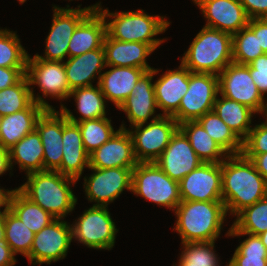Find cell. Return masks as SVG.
Segmentation results:
<instances>
[{"label":"cell","instance_id":"1","mask_svg":"<svg viewBox=\"0 0 267 266\" xmlns=\"http://www.w3.org/2000/svg\"><path fill=\"white\" fill-rule=\"evenodd\" d=\"M221 171L222 201L226 212L237 215L267 196V181L242 153L228 155L221 162Z\"/></svg>","mask_w":267,"mask_h":266},{"label":"cell","instance_id":"2","mask_svg":"<svg viewBox=\"0 0 267 266\" xmlns=\"http://www.w3.org/2000/svg\"><path fill=\"white\" fill-rule=\"evenodd\" d=\"M76 181L58 171L45 170L27 174V182L17 189L55 219H63L76 205L77 198L69 187Z\"/></svg>","mask_w":267,"mask_h":266},{"label":"cell","instance_id":"3","mask_svg":"<svg viewBox=\"0 0 267 266\" xmlns=\"http://www.w3.org/2000/svg\"><path fill=\"white\" fill-rule=\"evenodd\" d=\"M174 211L181 243L215 241L227 214L223 201H181Z\"/></svg>","mask_w":267,"mask_h":266},{"label":"cell","instance_id":"4","mask_svg":"<svg viewBox=\"0 0 267 266\" xmlns=\"http://www.w3.org/2000/svg\"><path fill=\"white\" fill-rule=\"evenodd\" d=\"M232 62V35L205 26L193 39L181 60L191 72L215 75H219Z\"/></svg>","mask_w":267,"mask_h":266},{"label":"cell","instance_id":"5","mask_svg":"<svg viewBox=\"0 0 267 266\" xmlns=\"http://www.w3.org/2000/svg\"><path fill=\"white\" fill-rule=\"evenodd\" d=\"M95 4V8L105 18L106 34L113 39L124 42H141L149 44L154 50L163 43V39H155L154 36L165 32L170 22L163 16H151L144 10L110 13L108 9H102ZM106 17H112L111 22H106Z\"/></svg>","mask_w":267,"mask_h":266},{"label":"cell","instance_id":"6","mask_svg":"<svg viewBox=\"0 0 267 266\" xmlns=\"http://www.w3.org/2000/svg\"><path fill=\"white\" fill-rule=\"evenodd\" d=\"M132 192L173 211L182 201L179 182L166 175L155 162L137 163L133 168Z\"/></svg>","mask_w":267,"mask_h":266},{"label":"cell","instance_id":"7","mask_svg":"<svg viewBox=\"0 0 267 266\" xmlns=\"http://www.w3.org/2000/svg\"><path fill=\"white\" fill-rule=\"evenodd\" d=\"M144 124L128 129L133 141V151L138 163L155 162L179 129L178 122L171 116L158 114L145 127Z\"/></svg>","mask_w":267,"mask_h":266},{"label":"cell","instance_id":"8","mask_svg":"<svg viewBox=\"0 0 267 266\" xmlns=\"http://www.w3.org/2000/svg\"><path fill=\"white\" fill-rule=\"evenodd\" d=\"M218 94V75L190 71L189 88L172 117L178 124L197 121L205 113L213 111Z\"/></svg>","mask_w":267,"mask_h":266},{"label":"cell","instance_id":"9","mask_svg":"<svg viewBox=\"0 0 267 266\" xmlns=\"http://www.w3.org/2000/svg\"><path fill=\"white\" fill-rule=\"evenodd\" d=\"M220 96L244 104L256 113L267 115V104L250 76L249 64L230 63L218 75Z\"/></svg>","mask_w":267,"mask_h":266},{"label":"cell","instance_id":"10","mask_svg":"<svg viewBox=\"0 0 267 266\" xmlns=\"http://www.w3.org/2000/svg\"><path fill=\"white\" fill-rule=\"evenodd\" d=\"M72 227V239L89 248L110 250L115 243L117 228L106 206L85 210Z\"/></svg>","mask_w":267,"mask_h":266},{"label":"cell","instance_id":"11","mask_svg":"<svg viewBox=\"0 0 267 266\" xmlns=\"http://www.w3.org/2000/svg\"><path fill=\"white\" fill-rule=\"evenodd\" d=\"M95 8V5L80 9L60 8L54 6L53 21L51 30L46 38L45 56L35 54L38 59L45 61L62 62L68 55V46L71 36L77 25Z\"/></svg>","mask_w":267,"mask_h":266},{"label":"cell","instance_id":"12","mask_svg":"<svg viewBox=\"0 0 267 266\" xmlns=\"http://www.w3.org/2000/svg\"><path fill=\"white\" fill-rule=\"evenodd\" d=\"M61 219H55L34 235L30 264H50L64 259L72 241V227Z\"/></svg>","mask_w":267,"mask_h":266},{"label":"cell","instance_id":"13","mask_svg":"<svg viewBox=\"0 0 267 266\" xmlns=\"http://www.w3.org/2000/svg\"><path fill=\"white\" fill-rule=\"evenodd\" d=\"M88 168L95 173L84 177V188L88 200L97 202L94 206L107 207L124 189L132 191L133 168Z\"/></svg>","mask_w":267,"mask_h":266},{"label":"cell","instance_id":"14","mask_svg":"<svg viewBox=\"0 0 267 266\" xmlns=\"http://www.w3.org/2000/svg\"><path fill=\"white\" fill-rule=\"evenodd\" d=\"M221 163H202L179 182L182 201H222Z\"/></svg>","mask_w":267,"mask_h":266},{"label":"cell","instance_id":"15","mask_svg":"<svg viewBox=\"0 0 267 266\" xmlns=\"http://www.w3.org/2000/svg\"><path fill=\"white\" fill-rule=\"evenodd\" d=\"M155 163L171 179L180 182L203 162L185 134L178 129Z\"/></svg>","mask_w":267,"mask_h":266},{"label":"cell","instance_id":"16","mask_svg":"<svg viewBox=\"0 0 267 266\" xmlns=\"http://www.w3.org/2000/svg\"><path fill=\"white\" fill-rule=\"evenodd\" d=\"M26 76L29 85H38L45 97L49 95L59 100L69 98L71 90L64 62L45 61L28 56Z\"/></svg>","mask_w":267,"mask_h":266},{"label":"cell","instance_id":"17","mask_svg":"<svg viewBox=\"0 0 267 266\" xmlns=\"http://www.w3.org/2000/svg\"><path fill=\"white\" fill-rule=\"evenodd\" d=\"M137 163L133 141L124 124L107 142L89 154L91 168H134Z\"/></svg>","mask_w":267,"mask_h":266},{"label":"cell","instance_id":"18","mask_svg":"<svg viewBox=\"0 0 267 266\" xmlns=\"http://www.w3.org/2000/svg\"><path fill=\"white\" fill-rule=\"evenodd\" d=\"M202 10L205 27L231 35L248 26L249 17L240 0H192Z\"/></svg>","mask_w":267,"mask_h":266},{"label":"cell","instance_id":"19","mask_svg":"<svg viewBox=\"0 0 267 266\" xmlns=\"http://www.w3.org/2000/svg\"><path fill=\"white\" fill-rule=\"evenodd\" d=\"M36 130L44 149V171H56L61 166L63 156V112L46 109L38 118Z\"/></svg>","mask_w":267,"mask_h":266},{"label":"cell","instance_id":"20","mask_svg":"<svg viewBox=\"0 0 267 266\" xmlns=\"http://www.w3.org/2000/svg\"><path fill=\"white\" fill-rule=\"evenodd\" d=\"M157 69L146 71L136 83L129 97L118 108L127 114L132 127L148 123L150 116L154 115L158 108L154 93L153 76Z\"/></svg>","mask_w":267,"mask_h":266},{"label":"cell","instance_id":"21","mask_svg":"<svg viewBox=\"0 0 267 266\" xmlns=\"http://www.w3.org/2000/svg\"><path fill=\"white\" fill-rule=\"evenodd\" d=\"M190 70L182 63L177 70L166 71L154 82L157 107L162 116H173L179 109L181 99L189 88Z\"/></svg>","mask_w":267,"mask_h":266},{"label":"cell","instance_id":"22","mask_svg":"<svg viewBox=\"0 0 267 266\" xmlns=\"http://www.w3.org/2000/svg\"><path fill=\"white\" fill-rule=\"evenodd\" d=\"M63 156L59 173L79 180L84 167H89V153L85 150L77 123L70 122L63 114Z\"/></svg>","mask_w":267,"mask_h":266},{"label":"cell","instance_id":"23","mask_svg":"<svg viewBox=\"0 0 267 266\" xmlns=\"http://www.w3.org/2000/svg\"><path fill=\"white\" fill-rule=\"evenodd\" d=\"M103 48L106 66L135 67L146 71L154 69L146 62V57L154 51L149 44L119 41L106 34Z\"/></svg>","mask_w":267,"mask_h":266},{"label":"cell","instance_id":"24","mask_svg":"<svg viewBox=\"0 0 267 266\" xmlns=\"http://www.w3.org/2000/svg\"><path fill=\"white\" fill-rule=\"evenodd\" d=\"M66 76L70 90L93 86L92 81L98 75L99 84L101 71L106 67L103 45L93 51L79 56L69 57L64 62Z\"/></svg>","mask_w":267,"mask_h":266},{"label":"cell","instance_id":"25","mask_svg":"<svg viewBox=\"0 0 267 266\" xmlns=\"http://www.w3.org/2000/svg\"><path fill=\"white\" fill-rule=\"evenodd\" d=\"M105 35V18L94 8L74 30L68 46L69 57L79 56L100 48Z\"/></svg>","mask_w":267,"mask_h":266},{"label":"cell","instance_id":"26","mask_svg":"<svg viewBox=\"0 0 267 266\" xmlns=\"http://www.w3.org/2000/svg\"><path fill=\"white\" fill-rule=\"evenodd\" d=\"M46 109L34 101L27 109L2 116L0 122V145L9 150L24 136L33 132L36 129L38 118Z\"/></svg>","mask_w":267,"mask_h":266},{"label":"cell","instance_id":"27","mask_svg":"<svg viewBox=\"0 0 267 266\" xmlns=\"http://www.w3.org/2000/svg\"><path fill=\"white\" fill-rule=\"evenodd\" d=\"M106 67L112 69L101 74L99 85L106 100L112 101L119 108L146 70L135 67Z\"/></svg>","mask_w":267,"mask_h":266},{"label":"cell","instance_id":"28","mask_svg":"<svg viewBox=\"0 0 267 266\" xmlns=\"http://www.w3.org/2000/svg\"><path fill=\"white\" fill-rule=\"evenodd\" d=\"M75 97L77 109L82 116L79 119L68 110L66 107L61 105L60 109L70 122L78 123L84 120L98 119L106 117L105 111V96L101 91L100 85L97 87L88 86L74 89L70 92L69 97Z\"/></svg>","mask_w":267,"mask_h":266},{"label":"cell","instance_id":"29","mask_svg":"<svg viewBox=\"0 0 267 266\" xmlns=\"http://www.w3.org/2000/svg\"><path fill=\"white\" fill-rule=\"evenodd\" d=\"M43 156L41 137L36 129L9 149L11 168H13V162H16L20 169L26 170L27 174L44 171Z\"/></svg>","mask_w":267,"mask_h":266},{"label":"cell","instance_id":"30","mask_svg":"<svg viewBox=\"0 0 267 266\" xmlns=\"http://www.w3.org/2000/svg\"><path fill=\"white\" fill-rule=\"evenodd\" d=\"M179 129L188 138L190 145L203 163H221L228 156L198 121L181 123Z\"/></svg>","mask_w":267,"mask_h":266},{"label":"cell","instance_id":"31","mask_svg":"<svg viewBox=\"0 0 267 266\" xmlns=\"http://www.w3.org/2000/svg\"><path fill=\"white\" fill-rule=\"evenodd\" d=\"M213 111L235 132V134L243 141L252 129L251 117L253 111L248 106L228 99L216 97Z\"/></svg>","mask_w":267,"mask_h":266},{"label":"cell","instance_id":"32","mask_svg":"<svg viewBox=\"0 0 267 266\" xmlns=\"http://www.w3.org/2000/svg\"><path fill=\"white\" fill-rule=\"evenodd\" d=\"M34 101L47 109H53L40 95L35 97L25 75L17 84L0 90V116L27 109Z\"/></svg>","mask_w":267,"mask_h":266},{"label":"cell","instance_id":"33","mask_svg":"<svg viewBox=\"0 0 267 266\" xmlns=\"http://www.w3.org/2000/svg\"><path fill=\"white\" fill-rule=\"evenodd\" d=\"M197 121L228 155L242 153L243 141L214 111L205 113Z\"/></svg>","mask_w":267,"mask_h":266},{"label":"cell","instance_id":"34","mask_svg":"<svg viewBox=\"0 0 267 266\" xmlns=\"http://www.w3.org/2000/svg\"><path fill=\"white\" fill-rule=\"evenodd\" d=\"M10 210L35 234L55 220L48 211L30 201L17 188L11 199Z\"/></svg>","mask_w":267,"mask_h":266},{"label":"cell","instance_id":"35","mask_svg":"<svg viewBox=\"0 0 267 266\" xmlns=\"http://www.w3.org/2000/svg\"><path fill=\"white\" fill-rule=\"evenodd\" d=\"M226 235L249 236L236 248L227 266H267V249L259 236L229 230Z\"/></svg>","mask_w":267,"mask_h":266},{"label":"cell","instance_id":"36","mask_svg":"<svg viewBox=\"0 0 267 266\" xmlns=\"http://www.w3.org/2000/svg\"><path fill=\"white\" fill-rule=\"evenodd\" d=\"M236 216L229 231H241L256 236L264 233L267 231V196L244 208Z\"/></svg>","mask_w":267,"mask_h":266},{"label":"cell","instance_id":"37","mask_svg":"<svg viewBox=\"0 0 267 266\" xmlns=\"http://www.w3.org/2000/svg\"><path fill=\"white\" fill-rule=\"evenodd\" d=\"M5 242L16 255L30 254L35 233L31 231L11 210L4 214Z\"/></svg>","mask_w":267,"mask_h":266},{"label":"cell","instance_id":"38","mask_svg":"<svg viewBox=\"0 0 267 266\" xmlns=\"http://www.w3.org/2000/svg\"><path fill=\"white\" fill-rule=\"evenodd\" d=\"M77 124L81 131L83 146L89 154L107 142L115 133L111 120L107 117L84 120Z\"/></svg>","mask_w":267,"mask_h":266},{"label":"cell","instance_id":"39","mask_svg":"<svg viewBox=\"0 0 267 266\" xmlns=\"http://www.w3.org/2000/svg\"><path fill=\"white\" fill-rule=\"evenodd\" d=\"M28 56L15 32L0 29V67L27 68Z\"/></svg>","mask_w":267,"mask_h":266},{"label":"cell","instance_id":"40","mask_svg":"<svg viewBox=\"0 0 267 266\" xmlns=\"http://www.w3.org/2000/svg\"><path fill=\"white\" fill-rule=\"evenodd\" d=\"M232 51L233 62L241 65H248L264 54L259 46L258 34H254L248 27L232 35Z\"/></svg>","mask_w":267,"mask_h":266},{"label":"cell","instance_id":"41","mask_svg":"<svg viewBox=\"0 0 267 266\" xmlns=\"http://www.w3.org/2000/svg\"><path fill=\"white\" fill-rule=\"evenodd\" d=\"M214 243L215 241L182 243L184 249L180 257L189 265L220 266L214 254Z\"/></svg>","mask_w":267,"mask_h":266},{"label":"cell","instance_id":"42","mask_svg":"<svg viewBox=\"0 0 267 266\" xmlns=\"http://www.w3.org/2000/svg\"><path fill=\"white\" fill-rule=\"evenodd\" d=\"M267 153V115L266 121L256 125L243 140V155H259Z\"/></svg>","mask_w":267,"mask_h":266},{"label":"cell","instance_id":"43","mask_svg":"<svg viewBox=\"0 0 267 266\" xmlns=\"http://www.w3.org/2000/svg\"><path fill=\"white\" fill-rule=\"evenodd\" d=\"M250 76L264 97L267 93V54L260 55L249 64Z\"/></svg>","mask_w":267,"mask_h":266},{"label":"cell","instance_id":"44","mask_svg":"<svg viewBox=\"0 0 267 266\" xmlns=\"http://www.w3.org/2000/svg\"><path fill=\"white\" fill-rule=\"evenodd\" d=\"M26 75V68L0 67V90L17 84Z\"/></svg>","mask_w":267,"mask_h":266},{"label":"cell","instance_id":"45","mask_svg":"<svg viewBox=\"0 0 267 266\" xmlns=\"http://www.w3.org/2000/svg\"><path fill=\"white\" fill-rule=\"evenodd\" d=\"M249 19L267 18V0H240Z\"/></svg>","mask_w":267,"mask_h":266},{"label":"cell","instance_id":"46","mask_svg":"<svg viewBox=\"0 0 267 266\" xmlns=\"http://www.w3.org/2000/svg\"><path fill=\"white\" fill-rule=\"evenodd\" d=\"M254 34H258L259 46L267 54V18L249 19L247 26Z\"/></svg>","mask_w":267,"mask_h":266},{"label":"cell","instance_id":"47","mask_svg":"<svg viewBox=\"0 0 267 266\" xmlns=\"http://www.w3.org/2000/svg\"><path fill=\"white\" fill-rule=\"evenodd\" d=\"M15 254L5 242H0V266H14L16 264Z\"/></svg>","mask_w":267,"mask_h":266},{"label":"cell","instance_id":"48","mask_svg":"<svg viewBox=\"0 0 267 266\" xmlns=\"http://www.w3.org/2000/svg\"><path fill=\"white\" fill-rule=\"evenodd\" d=\"M244 156L253 162L256 170L267 181V153L259 155H244Z\"/></svg>","mask_w":267,"mask_h":266},{"label":"cell","instance_id":"49","mask_svg":"<svg viewBox=\"0 0 267 266\" xmlns=\"http://www.w3.org/2000/svg\"><path fill=\"white\" fill-rule=\"evenodd\" d=\"M15 191L16 189L6 191L0 188V208L4 207L3 212L0 210V216L10 210L11 199Z\"/></svg>","mask_w":267,"mask_h":266},{"label":"cell","instance_id":"50","mask_svg":"<svg viewBox=\"0 0 267 266\" xmlns=\"http://www.w3.org/2000/svg\"><path fill=\"white\" fill-rule=\"evenodd\" d=\"M9 169L12 170L9 158V150L0 145V175Z\"/></svg>","mask_w":267,"mask_h":266},{"label":"cell","instance_id":"51","mask_svg":"<svg viewBox=\"0 0 267 266\" xmlns=\"http://www.w3.org/2000/svg\"><path fill=\"white\" fill-rule=\"evenodd\" d=\"M5 224H4V215L0 216V242L5 241Z\"/></svg>","mask_w":267,"mask_h":266},{"label":"cell","instance_id":"52","mask_svg":"<svg viewBox=\"0 0 267 266\" xmlns=\"http://www.w3.org/2000/svg\"><path fill=\"white\" fill-rule=\"evenodd\" d=\"M259 238L261 239L262 243L265 245L266 249H267V231H265L264 233L258 235Z\"/></svg>","mask_w":267,"mask_h":266},{"label":"cell","instance_id":"53","mask_svg":"<svg viewBox=\"0 0 267 266\" xmlns=\"http://www.w3.org/2000/svg\"><path fill=\"white\" fill-rule=\"evenodd\" d=\"M173 266H174V265H173ZM178 266H199V265H189L188 263H186V262L180 257Z\"/></svg>","mask_w":267,"mask_h":266},{"label":"cell","instance_id":"54","mask_svg":"<svg viewBox=\"0 0 267 266\" xmlns=\"http://www.w3.org/2000/svg\"><path fill=\"white\" fill-rule=\"evenodd\" d=\"M21 4L24 3L26 0H18Z\"/></svg>","mask_w":267,"mask_h":266}]
</instances>
